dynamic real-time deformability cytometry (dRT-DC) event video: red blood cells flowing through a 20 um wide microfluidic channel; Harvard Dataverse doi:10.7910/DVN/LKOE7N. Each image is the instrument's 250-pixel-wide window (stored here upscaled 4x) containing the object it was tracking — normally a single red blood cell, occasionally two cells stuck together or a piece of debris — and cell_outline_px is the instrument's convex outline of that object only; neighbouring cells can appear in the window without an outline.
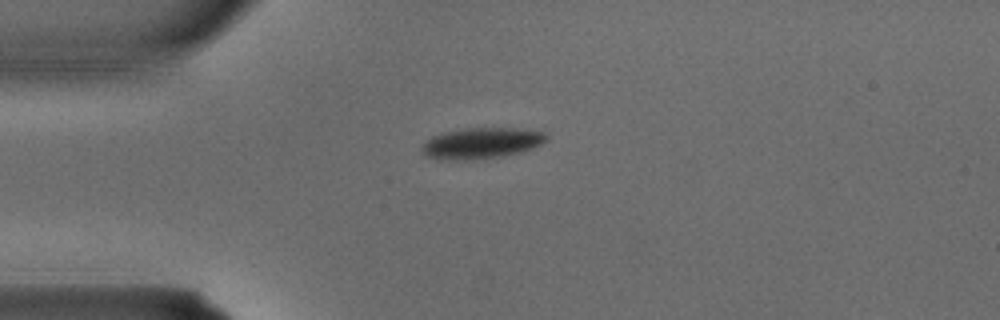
{"species": "common noctule bat (a hibernating species)", "species_latin": "Nyctalus noctula", "temperature_condition": "warm", "stored_images_in_passage": 2, "camera_frame_rate_fps": 3000, "um_per_image_px": 0.085, "animal": {"sex": "male", "body_mass_g": 15.6}, "frame": {"image": 1, "passage_image": 2, "time_ms": 0.333, "image_size_px": [1000, 320], "cell_outline_px": [[548, 140], [532, 148], [520, 152], [500, 156], [476, 160], [444, 160], [428, 156], [420, 148], [432, 136], [444, 132], [464, 128], [516, 128], [544, 132], [548, 136]], "centroid_in_image_um": [40.93, 12.17], "position_along_channel_um": 44.1, "area_um2": 22.37}}